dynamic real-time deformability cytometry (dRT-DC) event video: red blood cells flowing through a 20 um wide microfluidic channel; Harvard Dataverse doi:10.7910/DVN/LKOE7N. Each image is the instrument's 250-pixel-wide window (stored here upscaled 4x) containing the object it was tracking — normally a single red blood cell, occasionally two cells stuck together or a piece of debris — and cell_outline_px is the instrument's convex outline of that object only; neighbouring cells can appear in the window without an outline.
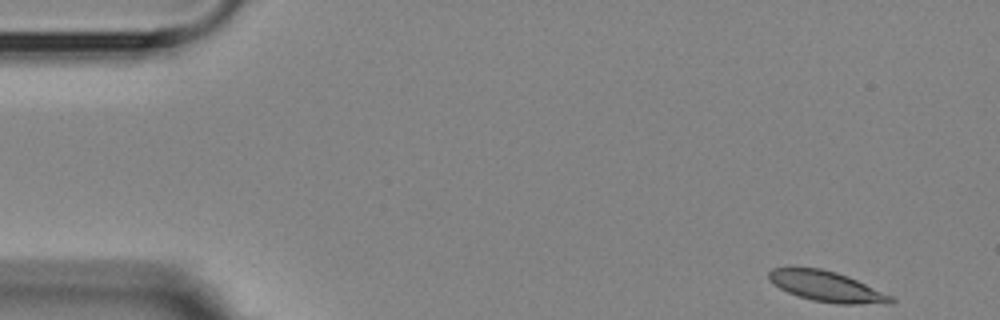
{"species": "Egyptian fruit bat (a non-hibernating species)", "species_latin": "Rousettus aegyptiacus", "temperature_condition": "room temperature", "stored_images_in_passage": 4, "camera_frame_rate_fps": 3000, "um_per_image_px": 0.085, "animal": {"sex": "female"}, "frame": {"image": 1, "passage_image": 1, "time_ms": 0.0, "image_size_px": [1000, 320], "cell_outline_px": [[896, 300], [892, 304], [836, 304], [812, 300], [788, 292], [772, 284], [768, 280], [768, 272], [772, 268], [820, 268], [836, 272], [848, 276], [892, 296]], "centroid_in_image_um": [70.28, 24.36], "position_along_channel_um": 14.7, "area_um2": 21.62}}